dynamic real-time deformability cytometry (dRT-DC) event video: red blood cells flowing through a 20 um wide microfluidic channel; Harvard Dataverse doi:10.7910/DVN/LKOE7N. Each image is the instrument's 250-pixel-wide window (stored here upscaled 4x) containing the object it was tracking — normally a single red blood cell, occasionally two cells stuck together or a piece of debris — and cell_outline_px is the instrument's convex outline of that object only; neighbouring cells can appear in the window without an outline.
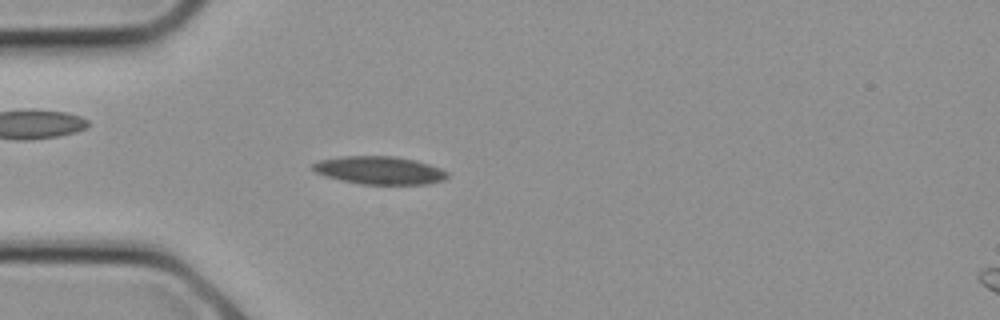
{"species": "common noctule bat (a hibernating species)", "species_latin": "Nyctalus noctula", "temperature_condition": "cold", "stored_images_in_passage": 9, "camera_frame_rate_fps": 3000, "um_per_image_px": 0.085, "animal": {"sex": "female", "body_mass_g": 21.9}, "frame": {"image": 1, "passage_image": 7, "time_ms": 2.0, "image_size_px": [1000, 320], "cell_outline_px": [[448, 176], [444, 180], [428, 184], [360, 184], [324, 176], [316, 172], [312, 168], [312, 164], [320, 160], [340, 156], [396, 156], [416, 160], [440, 168], [448, 172]], "centroid_in_image_um": [32.26, 14.47], "position_along_channel_um": 52.7, "area_um2": 21.96}}
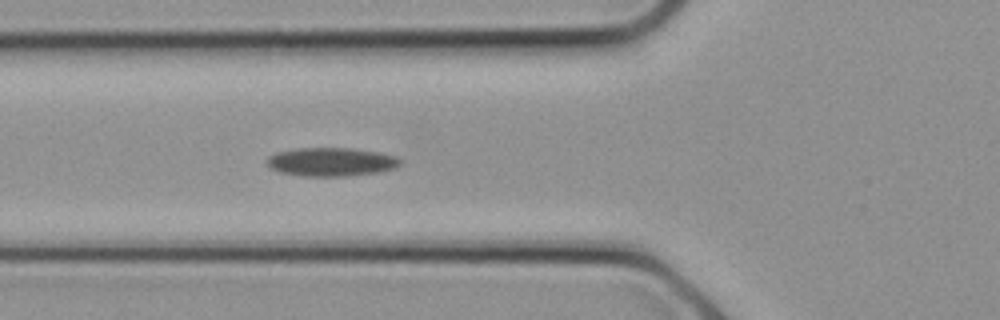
{"frame": {"image": 2, "passage_image": 9, "time_ms": 2.667, "image_size_px": [1000, 320], "cell_outline_px": [[400, 164], [396, 168], [380, 172], [348, 176], [300, 176], [280, 172], [272, 168], [268, 164], [268, 156], [276, 152], [296, 148], [352, 148], [380, 152], [396, 156], [400, 160]], "centroid_in_image_um": [28.18, 13.76], "position_along_channel_um": 97.6, "area_um2": 22.31}}